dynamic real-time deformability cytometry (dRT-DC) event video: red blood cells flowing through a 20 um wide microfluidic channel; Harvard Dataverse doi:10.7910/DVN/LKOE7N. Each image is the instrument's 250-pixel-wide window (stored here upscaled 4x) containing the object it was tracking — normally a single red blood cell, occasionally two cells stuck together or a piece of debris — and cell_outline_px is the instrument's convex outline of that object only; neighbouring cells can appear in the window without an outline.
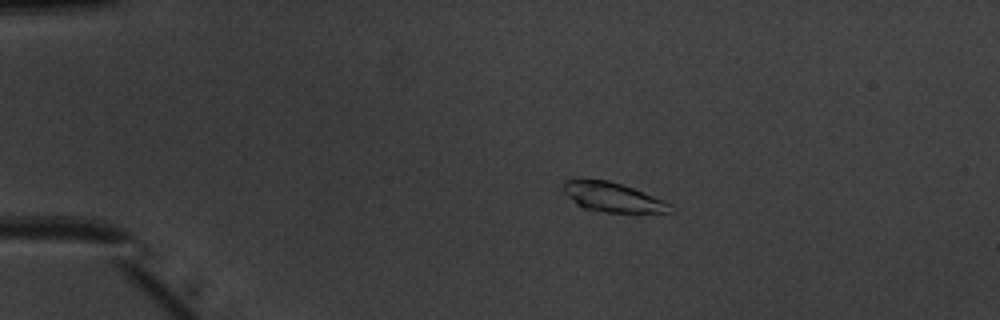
{"species": "common noctule bat (a hibernating species)", "species_latin": "Nyctalus noctula", "temperature_condition": "warm", "stored_images_in_passage": 45, "camera_frame_rate_fps": 3000, "um_per_image_px": 0.085, "animal": {"sex": "male", "body_mass_g": 20.1, "forearm_length_mm": 53.5}, "frame": {"image": 1, "passage_image": 4, "time_ms": 1.0, "image_size_px": [1000, 320], "cell_outline_px": [[676, 212], [604, 212], [580, 208], [564, 192], [564, 180], [608, 180], [644, 192], [664, 200], [672, 204]], "centroid_in_image_um": [52.12, 16.79], "position_along_channel_um": 32.9, "area_um2": 18.21}}
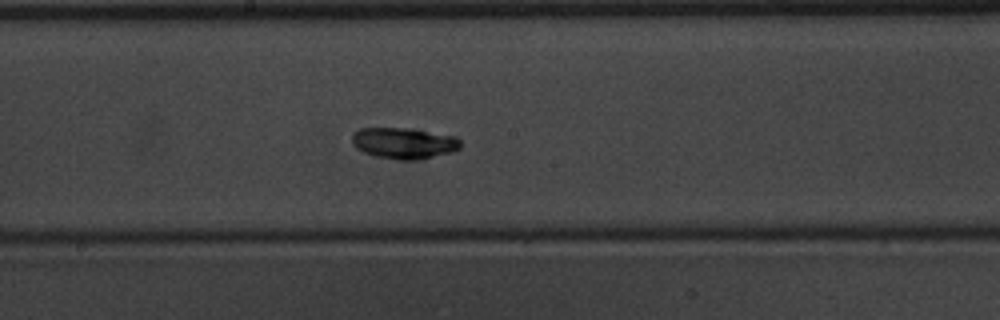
{"frame": {"image": 2, "passage_image": 22, "time_ms": 7.0, "image_size_px": [1000, 320], "cell_outline_px": [[460, 148], [452, 152], [424, 160], [396, 160], [376, 156], [364, 152], [356, 148], [352, 144], [352, 132], [360, 128], [412, 128], [456, 136], [460, 140]], "centroid_in_image_um": [34.34, 12.17], "position_along_channel_um": 213.9, "area_um2": 20.11}}
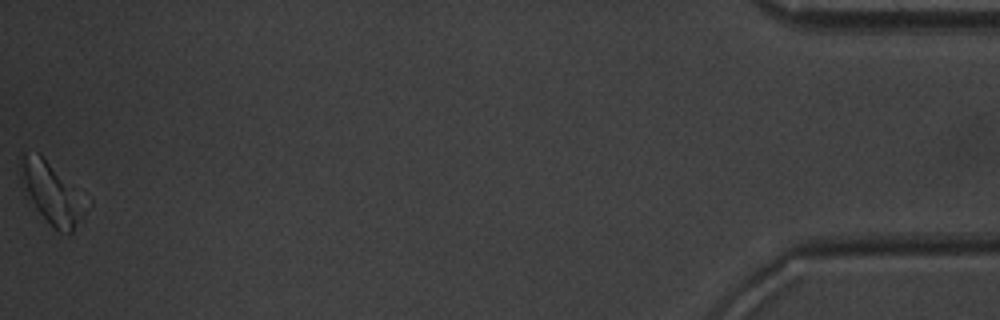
{"frame": {"image": 3, "passage_image": 45, "time_ms": 14.667, "image_size_px": [1000, 320], "cell_outline_px": [[84, 220], [68, 236], [60, 232], [28, 204], [24, 196], [20, 184], [20, 152], [40, 152], [60, 180], [84, 216]], "centroid_in_image_um": [4.09, 16.45], "position_along_channel_um": 431.1, "area_um2": 21.27}}